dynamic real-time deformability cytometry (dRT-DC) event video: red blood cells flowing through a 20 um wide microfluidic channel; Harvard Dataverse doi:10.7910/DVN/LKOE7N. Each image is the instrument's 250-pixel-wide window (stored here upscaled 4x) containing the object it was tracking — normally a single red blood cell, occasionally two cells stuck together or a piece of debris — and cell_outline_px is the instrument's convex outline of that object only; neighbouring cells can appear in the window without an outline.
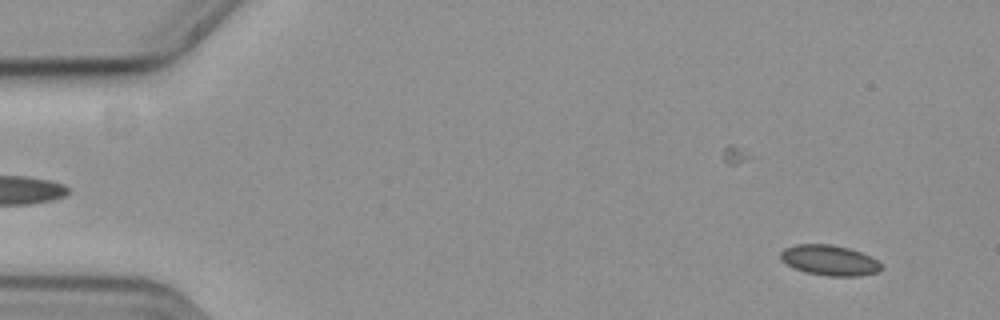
{"species": "common noctule bat (a hibernating species)", "species_latin": "Nyctalus noctula", "temperature_condition": "cold", "stored_images_in_passage": 57, "camera_frame_rate_fps": 3000, "um_per_image_px": 0.085, "animal": {"sex": "female", "body_mass_g": 19.3, "forearm_length_mm": 54.1}, "frame": {"image": 1, "passage_image": 4, "time_ms": 1.0, "image_size_px": [1000, 320], "cell_outline_px": [[884, 268], [880, 272], [860, 276], [828, 276], [804, 272], [792, 268], [780, 260], [780, 252], [784, 248], [796, 244], [832, 244], [848, 248], [860, 252], [876, 260]], "centroid_in_image_um": [70.47, 22.13], "position_along_channel_um": 14.5, "area_um2": 18.03}}
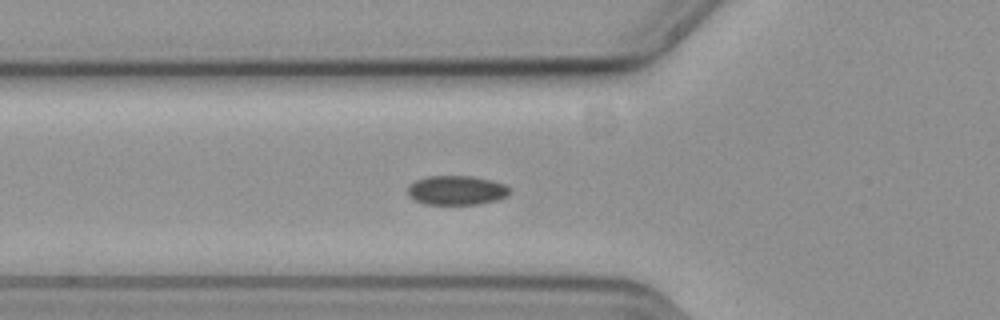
{"frame": {"image": 2, "passage_image": 20, "time_ms": 6.333, "image_size_px": [1000, 320], "cell_outline_px": [[512, 192], [508, 196], [496, 200], [480, 204], [424, 204], [408, 196], [408, 188], [416, 180], [428, 176], [472, 176], [492, 180], [504, 184], [512, 188]], "centroid_in_image_um": [38.87, 16.17], "position_along_channel_um": 86.9, "area_um2": 17.51}}
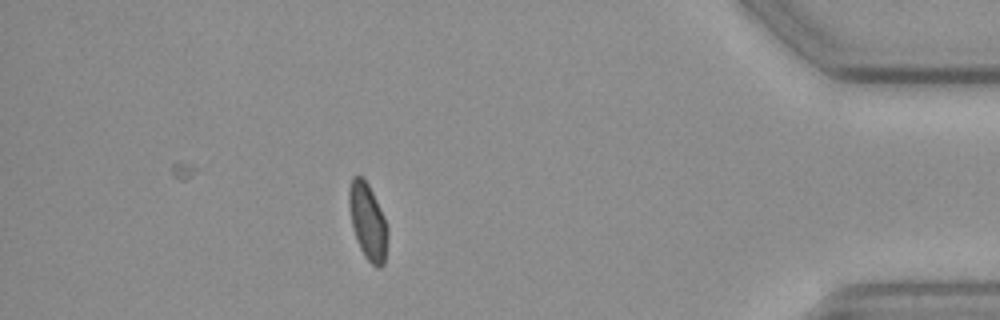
{"frame": {"image": 3, "passage_image": 50, "time_ms": 16.333, "image_size_px": [1000, 320], "cell_outline_px": [[388, 236], [384, 264], [380, 268], [376, 268], [364, 256], [356, 240], [352, 224], [348, 200], [348, 188], [352, 176], [360, 176], [368, 184], [384, 216], [388, 228]], "centroid_in_image_um": [31.26, 18.85], "position_along_channel_um": 403.9, "area_um2": 17.17}, "authors_computed_cell_mechanics": {"area_um2": 17.6868, "velocity_mm_per_s": 3.6438, "shape_relaxation_time_tau1_ms": 5.5227, "shape_relaxation_time_tau2_ms": null, "deformation_change_tau1": 0.0758, "deformation_change_tau2": null}}